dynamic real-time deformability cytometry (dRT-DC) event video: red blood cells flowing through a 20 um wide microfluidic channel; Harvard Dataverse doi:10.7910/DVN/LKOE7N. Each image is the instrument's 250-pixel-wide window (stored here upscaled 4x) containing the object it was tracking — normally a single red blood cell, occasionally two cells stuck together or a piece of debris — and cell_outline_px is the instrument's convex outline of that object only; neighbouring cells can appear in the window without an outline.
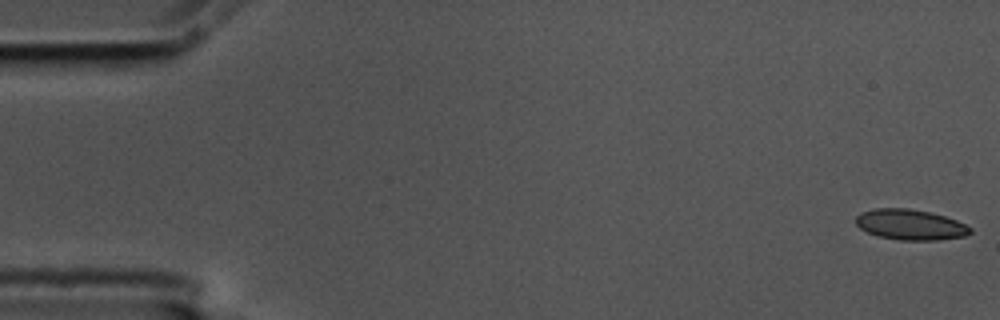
{"species": "common noctule bat (a hibernating species)", "species_latin": "Nyctalus noctula", "temperature_condition": "cold", "stored_images_in_passage": 56, "camera_frame_rate_fps": 3000, "um_per_image_px": 0.085, "animal": {"sex": "male", "body_mass_g": 17.5, "forearm_length_mm": 52.3}, "frame": {"image": 1, "passage_image": 1, "time_ms": 0.0, "image_size_px": [1000, 320], "cell_outline_px": [[972, 232], [964, 236], [940, 240], [900, 240], [876, 236], [860, 228], [856, 224], [856, 216], [860, 212], [876, 208], [908, 208], [928, 212], [944, 216], [956, 220], [972, 228]], "centroid_in_image_um": [77.36, 19.1], "position_along_channel_um": 7.6, "area_um2": 20.35}}
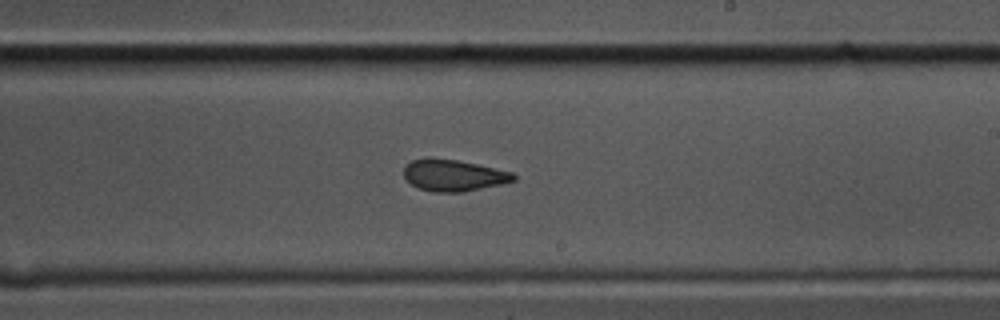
{"frame": {"image": 2, "passage_image": 33, "time_ms": 10.667, "image_size_px": [1000, 320], "cell_outline_px": [[516, 180], [500, 184], [464, 192], [432, 192], [420, 188], [404, 180], [404, 164], [412, 160], [428, 156], [456, 160], [476, 164], [512, 172], [516, 176]], "centroid_in_image_um": [38.49, 14.89], "position_along_channel_um": 250.5, "area_um2": 20.35}}
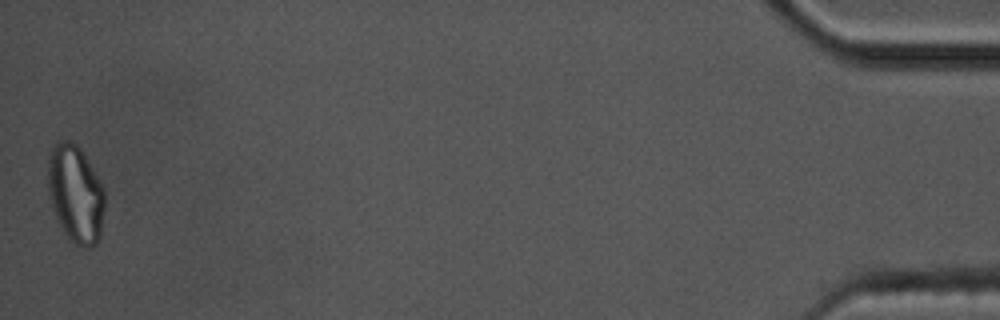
{"frame": {"image": 3, "passage_image": 56, "time_ms": 18.333, "image_size_px": [1000, 320], "cell_outline_px": [[104, 208], [100, 240], [96, 244], [88, 248], [84, 248], [68, 240], [56, 220], [48, 192], [48, 156], [56, 140], [68, 140], [76, 144], [80, 148], [104, 188]], "centroid_in_image_um": [6.41, 16.51], "position_along_channel_um": 428.8, "area_um2": 32.66}, "authors_computed_cell_mechanics": {"area_um2": 20.7213, "velocity_mm_per_s": 3.5625, "shape_relaxation_time_tau1_ms": 5.4456, "shape_relaxation_time_tau2_ms": 2.6071, "deformation_change_tau1": 0.1129, "deformation_change_tau2": 0.0772}}